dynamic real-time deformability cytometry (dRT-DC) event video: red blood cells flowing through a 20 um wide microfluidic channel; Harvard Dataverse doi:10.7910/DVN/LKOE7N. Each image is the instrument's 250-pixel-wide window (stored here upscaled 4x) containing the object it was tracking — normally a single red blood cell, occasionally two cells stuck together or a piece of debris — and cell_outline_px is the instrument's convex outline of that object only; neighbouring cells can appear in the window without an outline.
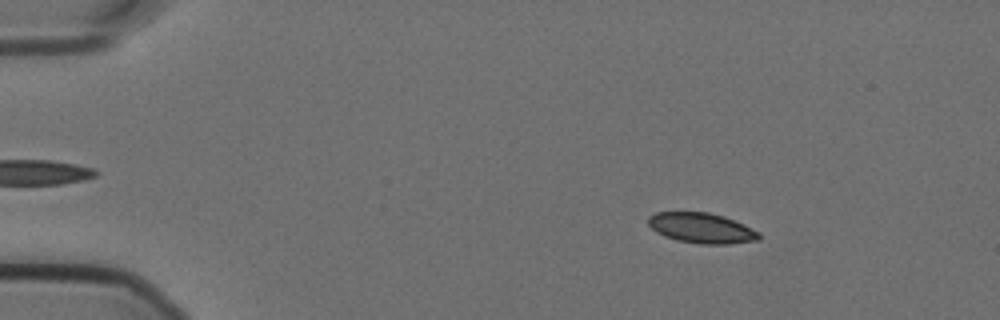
{"species": "Egyptian fruit bat (a non-hibernating species)", "species_latin": "Rousettus aegyptiacus", "temperature_condition": "cold", "stored_images_in_passage": 57, "camera_frame_rate_fps": 3000, "um_per_image_px": 0.085, "animal": {"sex": "female"}, "frame": {"image": 1, "passage_image": 9, "time_ms": 2.667, "image_size_px": [1000, 320], "cell_outline_px": [[760, 240], [728, 244], [700, 244], [676, 240], [664, 236], [656, 232], [648, 224], [648, 216], [656, 212], [708, 212], [724, 216], [744, 224], [760, 232]], "centroid_in_image_um": [59.64, 19.38], "position_along_channel_um": 25.4, "area_um2": 19.71}}
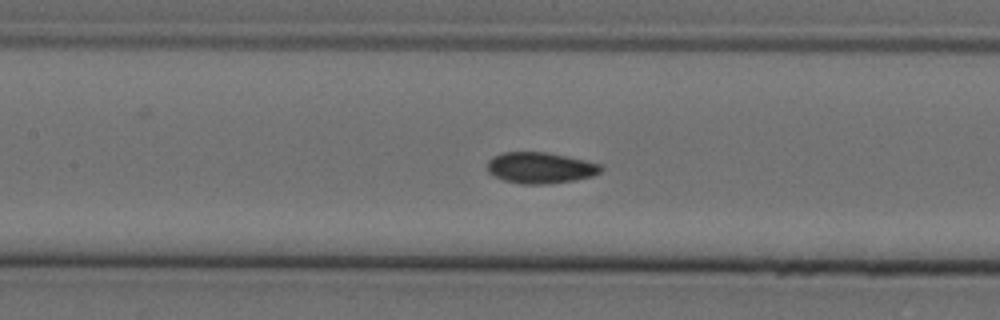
{"frame": {"image": 2, "passage_image": 27, "time_ms": 8.667, "image_size_px": [1000, 320], "cell_outline_px": [[604, 168], [600, 172], [592, 176], [576, 180], [548, 184], [520, 184], [504, 180], [488, 172], [488, 160], [492, 156], [504, 152], [544, 152], [584, 160], [600, 164]], "centroid_in_image_um": [45.92, 14.27], "position_along_channel_um": 161.5, "area_um2": 20.52}}
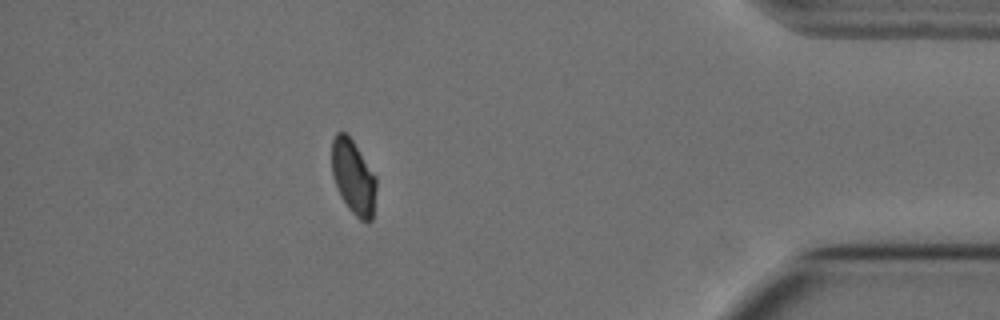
{"frame": {"image": 3, "passage_image": 51, "time_ms": 16.667, "image_size_px": [1000, 320], "cell_outline_px": [[376, 188], [372, 220], [360, 220], [348, 208], [340, 196], [332, 172], [332, 140], [336, 132], [344, 132], [352, 140], [376, 176]], "centroid_in_image_um": [30.03, 15.05], "position_along_channel_um": 405.2, "area_um2": 19.02}}